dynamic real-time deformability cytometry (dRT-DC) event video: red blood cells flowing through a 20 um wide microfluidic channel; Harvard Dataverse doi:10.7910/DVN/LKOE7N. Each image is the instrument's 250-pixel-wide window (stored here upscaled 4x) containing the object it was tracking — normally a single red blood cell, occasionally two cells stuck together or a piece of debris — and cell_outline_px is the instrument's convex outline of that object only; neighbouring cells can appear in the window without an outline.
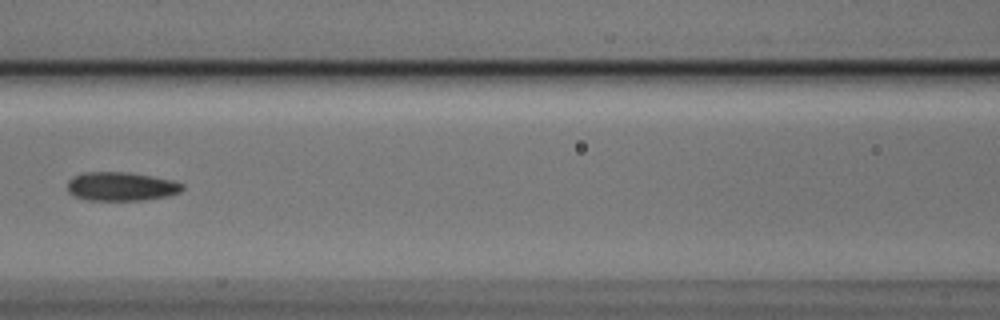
{"species": "Egyptian fruit bat (a non-hibernating species)", "species_latin": "Rousettus aegyptiacus", "temperature_condition": "cold", "stored_images_in_passage": 4, "camera_frame_rate_fps": 3000, "um_per_image_px": 0.085, "animal": {"sex": "male"}, "frame": {"image": 1, "passage_image": 3, "time_ms": 0.667, "image_size_px": [1000, 320], "cell_outline_px": [[184, 188], [180, 192], [168, 196], [144, 200], [88, 200], [72, 196], [68, 192], [68, 180], [72, 176], [84, 172], [128, 172], [152, 176], [172, 180], [184, 184]], "centroid_in_image_um": [10.28, 15.85], "position_along_channel_um": 156.3, "area_um2": 19.48}}
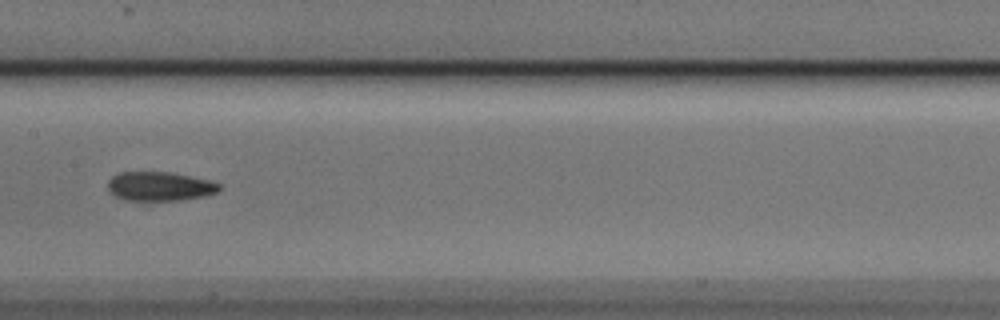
{"frame": {"image": 2, "passage_image": 4, "time_ms": 1.0, "image_size_px": [1000, 320], "cell_outline_px": [[220, 188], [216, 192], [204, 196], [180, 200], [124, 200], [116, 196], [108, 188], [108, 180], [112, 176], [120, 172], [168, 172], [212, 180], [220, 184]], "centroid_in_image_um": [13.58, 15.83], "position_along_channel_um": 193.8, "area_um2": 18.79}}